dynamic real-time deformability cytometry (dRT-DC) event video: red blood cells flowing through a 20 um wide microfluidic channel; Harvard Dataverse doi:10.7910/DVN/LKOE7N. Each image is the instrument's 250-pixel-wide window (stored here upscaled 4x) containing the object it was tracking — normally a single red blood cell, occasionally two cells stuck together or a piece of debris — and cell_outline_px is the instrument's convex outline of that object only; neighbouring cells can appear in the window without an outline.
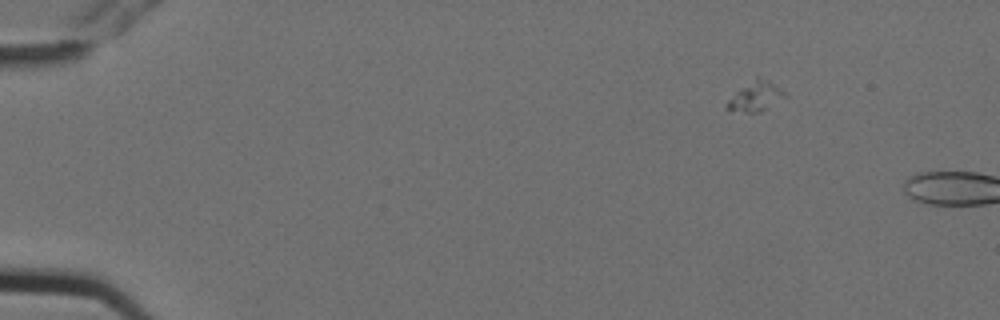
{"species": "Egyptian fruit bat (a non-hibernating species)", "species_latin": "Rousettus aegyptiacus", "temperature_condition": "cold", "stored_images_in_passage": 4, "camera_frame_rate_fps": 3000, "um_per_image_px": 0.085, "animal": {"sex": "female"}, "frame": {"image": 1, "passage_image": 3, "time_ms": 0.667, "image_size_px": [1000, 320], "cell_outline_px": [[788, 96], [760, 112], [728, 112], [724, 108], [728, 100], [736, 92], [756, 76], [768, 80], [784, 92]], "centroid_in_image_um": [64.18, 8.22], "position_along_channel_um": 20.8, "area_um2": 10.0}}